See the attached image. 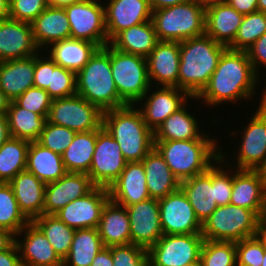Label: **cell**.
I'll return each mask as SVG.
<instances>
[{"label": "cell", "mask_w": 266, "mask_h": 266, "mask_svg": "<svg viewBox=\"0 0 266 266\" xmlns=\"http://www.w3.org/2000/svg\"><path fill=\"white\" fill-rule=\"evenodd\" d=\"M259 77L253 70L246 51L227 48L213 72L208 84L194 99H203L206 105L253 99ZM238 100V101H237Z\"/></svg>", "instance_id": "6da1fadb"}, {"label": "cell", "mask_w": 266, "mask_h": 266, "mask_svg": "<svg viewBox=\"0 0 266 266\" xmlns=\"http://www.w3.org/2000/svg\"><path fill=\"white\" fill-rule=\"evenodd\" d=\"M228 47L204 34L180 42L178 88L197 97L208 84Z\"/></svg>", "instance_id": "7a4b0ae2"}, {"label": "cell", "mask_w": 266, "mask_h": 266, "mask_svg": "<svg viewBox=\"0 0 266 266\" xmlns=\"http://www.w3.org/2000/svg\"><path fill=\"white\" fill-rule=\"evenodd\" d=\"M135 106L125 105L103 112L102 126L117 141L127 162H141L154 148V133Z\"/></svg>", "instance_id": "3957f363"}, {"label": "cell", "mask_w": 266, "mask_h": 266, "mask_svg": "<svg viewBox=\"0 0 266 266\" xmlns=\"http://www.w3.org/2000/svg\"><path fill=\"white\" fill-rule=\"evenodd\" d=\"M217 145L215 138L154 141V147L180 182L207 171L216 163L220 157V145Z\"/></svg>", "instance_id": "277c9868"}, {"label": "cell", "mask_w": 266, "mask_h": 266, "mask_svg": "<svg viewBox=\"0 0 266 266\" xmlns=\"http://www.w3.org/2000/svg\"><path fill=\"white\" fill-rule=\"evenodd\" d=\"M76 94L103 112L127 105L115 86L110 64V44L98 48L76 73Z\"/></svg>", "instance_id": "5b68a950"}, {"label": "cell", "mask_w": 266, "mask_h": 266, "mask_svg": "<svg viewBox=\"0 0 266 266\" xmlns=\"http://www.w3.org/2000/svg\"><path fill=\"white\" fill-rule=\"evenodd\" d=\"M206 8L195 0L152 10L158 41L181 42L205 34Z\"/></svg>", "instance_id": "8992f818"}, {"label": "cell", "mask_w": 266, "mask_h": 266, "mask_svg": "<svg viewBox=\"0 0 266 266\" xmlns=\"http://www.w3.org/2000/svg\"><path fill=\"white\" fill-rule=\"evenodd\" d=\"M262 218L254 211L232 204L218 206L202 224L204 240L241 241L261 234Z\"/></svg>", "instance_id": "52a82bcc"}, {"label": "cell", "mask_w": 266, "mask_h": 266, "mask_svg": "<svg viewBox=\"0 0 266 266\" xmlns=\"http://www.w3.org/2000/svg\"><path fill=\"white\" fill-rule=\"evenodd\" d=\"M110 64L119 97L127 105H135L151 86L146 58L121 52L110 45Z\"/></svg>", "instance_id": "ba28073f"}, {"label": "cell", "mask_w": 266, "mask_h": 266, "mask_svg": "<svg viewBox=\"0 0 266 266\" xmlns=\"http://www.w3.org/2000/svg\"><path fill=\"white\" fill-rule=\"evenodd\" d=\"M47 122L76 132H88L102 127L103 111L75 94L52 100Z\"/></svg>", "instance_id": "9c48e42d"}, {"label": "cell", "mask_w": 266, "mask_h": 266, "mask_svg": "<svg viewBox=\"0 0 266 266\" xmlns=\"http://www.w3.org/2000/svg\"><path fill=\"white\" fill-rule=\"evenodd\" d=\"M202 234L163 235L148 250V266L199 264Z\"/></svg>", "instance_id": "30bf717a"}, {"label": "cell", "mask_w": 266, "mask_h": 266, "mask_svg": "<svg viewBox=\"0 0 266 266\" xmlns=\"http://www.w3.org/2000/svg\"><path fill=\"white\" fill-rule=\"evenodd\" d=\"M104 7L98 0H81L64 7L70 24L71 38L90 41L99 48L109 44Z\"/></svg>", "instance_id": "8fae6325"}, {"label": "cell", "mask_w": 266, "mask_h": 266, "mask_svg": "<svg viewBox=\"0 0 266 266\" xmlns=\"http://www.w3.org/2000/svg\"><path fill=\"white\" fill-rule=\"evenodd\" d=\"M125 160L120 146L102 126L97 129V139L89 173L95 186L108 188L125 168Z\"/></svg>", "instance_id": "7c38bea8"}, {"label": "cell", "mask_w": 266, "mask_h": 266, "mask_svg": "<svg viewBox=\"0 0 266 266\" xmlns=\"http://www.w3.org/2000/svg\"><path fill=\"white\" fill-rule=\"evenodd\" d=\"M248 125L241 130V144L234 153L236 169L262 170L266 165V109L258 105Z\"/></svg>", "instance_id": "4fadbf2b"}, {"label": "cell", "mask_w": 266, "mask_h": 266, "mask_svg": "<svg viewBox=\"0 0 266 266\" xmlns=\"http://www.w3.org/2000/svg\"><path fill=\"white\" fill-rule=\"evenodd\" d=\"M158 201L163 235L201 234L202 223L181 188Z\"/></svg>", "instance_id": "5bb4252c"}, {"label": "cell", "mask_w": 266, "mask_h": 266, "mask_svg": "<svg viewBox=\"0 0 266 266\" xmlns=\"http://www.w3.org/2000/svg\"><path fill=\"white\" fill-rule=\"evenodd\" d=\"M153 87L154 85L150 86L143 98L135 104L141 106V104L144 103V106L138 109L142 114L144 122L152 132H154L165 119L182 108L189 99H194V97H191L186 91L177 87L156 86V91L153 90L151 94Z\"/></svg>", "instance_id": "9a60e30c"}, {"label": "cell", "mask_w": 266, "mask_h": 266, "mask_svg": "<svg viewBox=\"0 0 266 266\" xmlns=\"http://www.w3.org/2000/svg\"><path fill=\"white\" fill-rule=\"evenodd\" d=\"M109 200L108 188L95 186L85 196L71 201L54 216L75 230L97 228L102 210Z\"/></svg>", "instance_id": "2e32d148"}, {"label": "cell", "mask_w": 266, "mask_h": 266, "mask_svg": "<svg viewBox=\"0 0 266 266\" xmlns=\"http://www.w3.org/2000/svg\"><path fill=\"white\" fill-rule=\"evenodd\" d=\"M130 221V244L149 250L163 236L159 201L150 198L126 207Z\"/></svg>", "instance_id": "e0dca14e"}, {"label": "cell", "mask_w": 266, "mask_h": 266, "mask_svg": "<svg viewBox=\"0 0 266 266\" xmlns=\"http://www.w3.org/2000/svg\"><path fill=\"white\" fill-rule=\"evenodd\" d=\"M233 171L230 204L254 210L262 218L266 211V176L261 170Z\"/></svg>", "instance_id": "ac0fdd59"}, {"label": "cell", "mask_w": 266, "mask_h": 266, "mask_svg": "<svg viewBox=\"0 0 266 266\" xmlns=\"http://www.w3.org/2000/svg\"><path fill=\"white\" fill-rule=\"evenodd\" d=\"M34 87L46 90L52 100L76 94V73L58 66L47 54L34 55Z\"/></svg>", "instance_id": "d6986e66"}, {"label": "cell", "mask_w": 266, "mask_h": 266, "mask_svg": "<svg viewBox=\"0 0 266 266\" xmlns=\"http://www.w3.org/2000/svg\"><path fill=\"white\" fill-rule=\"evenodd\" d=\"M105 27L110 42L119 32L152 19L150 0H107Z\"/></svg>", "instance_id": "ffe728a7"}, {"label": "cell", "mask_w": 266, "mask_h": 266, "mask_svg": "<svg viewBox=\"0 0 266 266\" xmlns=\"http://www.w3.org/2000/svg\"><path fill=\"white\" fill-rule=\"evenodd\" d=\"M38 53L31 24L11 18L0 20V62Z\"/></svg>", "instance_id": "44dd1931"}, {"label": "cell", "mask_w": 266, "mask_h": 266, "mask_svg": "<svg viewBox=\"0 0 266 266\" xmlns=\"http://www.w3.org/2000/svg\"><path fill=\"white\" fill-rule=\"evenodd\" d=\"M146 61L151 86L155 83V87L178 88L180 42L158 41Z\"/></svg>", "instance_id": "7402d4cb"}, {"label": "cell", "mask_w": 266, "mask_h": 266, "mask_svg": "<svg viewBox=\"0 0 266 266\" xmlns=\"http://www.w3.org/2000/svg\"><path fill=\"white\" fill-rule=\"evenodd\" d=\"M21 235L25 236L23 241L18 239ZM15 236L22 266H63V260L32 221Z\"/></svg>", "instance_id": "603a6c76"}, {"label": "cell", "mask_w": 266, "mask_h": 266, "mask_svg": "<svg viewBox=\"0 0 266 266\" xmlns=\"http://www.w3.org/2000/svg\"><path fill=\"white\" fill-rule=\"evenodd\" d=\"M95 185L85 173H66L59 180L46 184L43 214L54 215L71 201L85 196Z\"/></svg>", "instance_id": "cb8c5ba5"}, {"label": "cell", "mask_w": 266, "mask_h": 266, "mask_svg": "<svg viewBox=\"0 0 266 266\" xmlns=\"http://www.w3.org/2000/svg\"><path fill=\"white\" fill-rule=\"evenodd\" d=\"M110 200L123 207L150 199L142 162H127L119 177L108 187Z\"/></svg>", "instance_id": "d4e9b609"}, {"label": "cell", "mask_w": 266, "mask_h": 266, "mask_svg": "<svg viewBox=\"0 0 266 266\" xmlns=\"http://www.w3.org/2000/svg\"><path fill=\"white\" fill-rule=\"evenodd\" d=\"M180 188L203 224L218 207L215 200V163L207 171L180 182Z\"/></svg>", "instance_id": "484cf974"}, {"label": "cell", "mask_w": 266, "mask_h": 266, "mask_svg": "<svg viewBox=\"0 0 266 266\" xmlns=\"http://www.w3.org/2000/svg\"><path fill=\"white\" fill-rule=\"evenodd\" d=\"M243 17L226 1L210 5L206 7L205 34L228 47L234 41Z\"/></svg>", "instance_id": "4316f807"}, {"label": "cell", "mask_w": 266, "mask_h": 266, "mask_svg": "<svg viewBox=\"0 0 266 266\" xmlns=\"http://www.w3.org/2000/svg\"><path fill=\"white\" fill-rule=\"evenodd\" d=\"M31 25L40 51L54 42L71 38L70 24L64 8L47 6Z\"/></svg>", "instance_id": "83f0119b"}, {"label": "cell", "mask_w": 266, "mask_h": 266, "mask_svg": "<svg viewBox=\"0 0 266 266\" xmlns=\"http://www.w3.org/2000/svg\"><path fill=\"white\" fill-rule=\"evenodd\" d=\"M20 210L32 221L43 215L46 184L27 170L19 172L10 182Z\"/></svg>", "instance_id": "f1b7e54d"}, {"label": "cell", "mask_w": 266, "mask_h": 266, "mask_svg": "<svg viewBox=\"0 0 266 266\" xmlns=\"http://www.w3.org/2000/svg\"><path fill=\"white\" fill-rule=\"evenodd\" d=\"M141 162L145 169L147 190L151 198L160 200L180 188V181L155 147Z\"/></svg>", "instance_id": "f546056e"}, {"label": "cell", "mask_w": 266, "mask_h": 266, "mask_svg": "<svg viewBox=\"0 0 266 266\" xmlns=\"http://www.w3.org/2000/svg\"><path fill=\"white\" fill-rule=\"evenodd\" d=\"M130 228L126 207L109 200L97 226L104 247L130 244Z\"/></svg>", "instance_id": "4dcf8cb0"}, {"label": "cell", "mask_w": 266, "mask_h": 266, "mask_svg": "<svg viewBox=\"0 0 266 266\" xmlns=\"http://www.w3.org/2000/svg\"><path fill=\"white\" fill-rule=\"evenodd\" d=\"M34 87V56L0 62V89L14 101Z\"/></svg>", "instance_id": "1f68e13d"}, {"label": "cell", "mask_w": 266, "mask_h": 266, "mask_svg": "<svg viewBox=\"0 0 266 266\" xmlns=\"http://www.w3.org/2000/svg\"><path fill=\"white\" fill-rule=\"evenodd\" d=\"M187 104L165 119L153 132L154 141L211 139L213 137L209 134L206 135L204 130L201 131L199 129L201 124L196 120L194 115L189 114L186 109Z\"/></svg>", "instance_id": "d6a6232c"}, {"label": "cell", "mask_w": 266, "mask_h": 266, "mask_svg": "<svg viewBox=\"0 0 266 266\" xmlns=\"http://www.w3.org/2000/svg\"><path fill=\"white\" fill-rule=\"evenodd\" d=\"M26 170L45 184L55 182L67 173L62 156L42 146L37 141L29 144Z\"/></svg>", "instance_id": "836d02e7"}, {"label": "cell", "mask_w": 266, "mask_h": 266, "mask_svg": "<svg viewBox=\"0 0 266 266\" xmlns=\"http://www.w3.org/2000/svg\"><path fill=\"white\" fill-rule=\"evenodd\" d=\"M49 48L47 53L58 66L77 73L99 47L90 41L68 38L52 43Z\"/></svg>", "instance_id": "e575fe53"}, {"label": "cell", "mask_w": 266, "mask_h": 266, "mask_svg": "<svg viewBox=\"0 0 266 266\" xmlns=\"http://www.w3.org/2000/svg\"><path fill=\"white\" fill-rule=\"evenodd\" d=\"M158 42L152 20L119 32L109 44L124 53L146 58Z\"/></svg>", "instance_id": "d590c367"}, {"label": "cell", "mask_w": 266, "mask_h": 266, "mask_svg": "<svg viewBox=\"0 0 266 266\" xmlns=\"http://www.w3.org/2000/svg\"><path fill=\"white\" fill-rule=\"evenodd\" d=\"M96 139L97 129L76 132L73 141L61 155L67 173H89Z\"/></svg>", "instance_id": "8d00e7d4"}, {"label": "cell", "mask_w": 266, "mask_h": 266, "mask_svg": "<svg viewBox=\"0 0 266 266\" xmlns=\"http://www.w3.org/2000/svg\"><path fill=\"white\" fill-rule=\"evenodd\" d=\"M6 117L10 137L30 142L38 140L47 122V117L23 109L14 101L10 102Z\"/></svg>", "instance_id": "74e56055"}, {"label": "cell", "mask_w": 266, "mask_h": 266, "mask_svg": "<svg viewBox=\"0 0 266 266\" xmlns=\"http://www.w3.org/2000/svg\"><path fill=\"white\" fill-rule=\"evenodd\" d=\"M104 248L97 228L76 229L63 266H91L95 256Z\"/></svg>", "instance_id": "f35d334b"}, {"label": "cell", "mask_w": 266, "mask_h": 266, "mask_svg": "<svg viewBox=\"0 0 266 266\" xmlns=\"http://www.w3.org/2000/svg\"><path fill=\"white\" fill-rule=\"evenodd\" d=\"M30 141L9 137L0 146V183H9L19 172L26 170Z\"/></svg>", "instance_id": "ab89813d"}, {"label": "cell", "mask_w": 266, "mask_h": 266, "mask_svg": "<svg viewBox=\"0 0 266 266\" xmlns=\"http://www.w3.org/2000/svg\"><path fill=\"white\" fill-rule=\"evenodd\" d=\"M32 222L42 231L57 255L64 260L70 251L76 230L54 215L43 214L34 218Z\"/></svg>", "instance_id": "60d3db41"}, {"label": "cell", "mask_w": 266, "mask_h": 266, "mask_svg": "<svg viewBox=\"0 0 266 266\" xmlns=\"http://www.w3.org/2000/svg\"><path fill=\"white\" fill-rule=\"evenodd\" d=\"M30 220L20 210L9 183H0V228L18 234Z\"/></svg>", "instance_id": "b9f144b4"}, {"label": "cell", "mask_w": 266, "mask_h": 266, "mask_svg": "<svg viewBox=\"0 0 266 266\" xmlns=\"http://www.w3.org/2000/svg\"><path fill=\"white\" fill-rule=\"evenodd\" d=\"M266 32V13L256 11L244 15L234 41L228 46L232 50L246 51Z\"/></svg>", "instance_id": "7bdbcfd3"}, {"label": "cell", "mask_w": 266, "mask_h": 266, "mask_svg": "<svg viewBox=\"0 0 266 266\" xmlns=\"http://www.w3.org/2000/svg\"><path fill=\"white\" fill-rule=\"evenodd\" d=\"M199 264L200 266H237L235 242L204 240Z\"/></svg>", "instance_id": "ee69618b"}, {"label": "cell", "mask_w": 266, "mask_h": 266, "mask_svg": "<svg viewBox=\"0 0 266 266\" xmlns=\"http://www.w3.org/2000/svg\"><path fill=\"white\" fill-rule=\"evenodd\" d=\"M76 131L46 122L37 142L54 153L62 155L73 141Z\"/></svg>", "instance_id": "f6af8a7d"}, {"label": "cell", "mask_w": 266, "mask_h": 266, "mask_svg": "<svg viewBox=\"0 0 266 266\" xmlns=\"http://www.w3.org/2000/svg\"><path fill=\"white\" fill-rule=\"evenodd\" d=\"M237 266H261L265 253L262 234L235 242Z\"/></svg>", "instance_id": "bcb514c9"}, {"label": "cell", "mask_w": 266, "mask_h": 266, "mask_svg": "<svg viewBox=\"0 0 266 266\" xmlns=\"http://www.w3.org/2000/svg\"><path fill=\"white\" fill-rule=\"evenodd\" d=\"M220 148V157L216 160L215 164V200L218 206H223L230 204L231 192H232V170L228 171L231 165L228 164L226 167L221 166V164H226V151L222 154V148ZM225 159V160H224ZM222 162V163H221ZM219 164V165H218ZM223 167V168H222ZM225 168H229L225 170ZM230 172V173H229Z\"/></svg>", "instance_id": "7dc6e473"}, {"label": "cell", "mask_w": 266, "mask_h": 266, "mask_svg": "<svg viewBox=\"0 0 266 266\" xmlns=\"http://www.w3.org/2000/svg\"><path fill=\"white\" fill-rule=\"evenodd\" d=\"M113 266H148V250L135 244L111 246Z\"/></svg>", "instance_id": "c3c4849f"}, {"label": "cell", "mask_w": 266, "mask_h": 266, "mask_svg": "<svg viewBox=\"0 0 266 266\" xmlns=\"http://www.w3.org/2000/svg\"><path fill=\"white\" fill-rule=\"evenodd\" d=\"M14 102L23 109L47 117L52 99L46 90L32 87L18 96Z\"/></svg>", "instance_id": "681fc988"}, {"label": "cell", "mask_w": 266, "mask_h": 266, "mask_svg": "<svg viewBox=\"0 0 266 266\" xmlns=\"http://www.w3.org/2000/svg\"><path fill=\"white\" fill-rule=\"evenodd\" d=\"M47 6L44 0H10L9 18L31 24Z\"/></svg>", "instance_id": "f907efd6"}, {"label": "cell", "mask_w": 266, "mask_h": 266, "mask_svg": "<svg viewBox=\"0 0 266 266\" xmlns=\"http://www.w3.org/2000/svg\"><path fill=\"white\" fill-rule=\"evenodd\" d=\"M246 53L253 70L259 76L260 66L264 65L266 68V32L246 50Z\"/></svg>", "instance_id": "816d5d0a"}, {"label": "cell", "mask_w": 266, "mask_h": 266, "mask_svg": "<svg viewBox=\"0 0 266 266\" xmlns=\"http://www.w3.org/2000/svg\"><path fill=\"white\" fill-rule=\"evenodd\" d=\"M0 266H22L16 243L0 251Z\"/></svg>", "instance_id": "f5cc1de1"}, {"label": "cell", "mask_w": 266, "mask_h": 266, "mask_svg": "<svg viewBox=\"0 0 266 266\" xmlns=\"http://www.w3.org/2000/svg\"><path fill=\"white\" fill-rule=\"evenodd\" d=\"M238 13L247 15L258 11V0H225Z\"/></svg>", "instance_id": "db71d44e"}, {"label": "cell", "mask_w": 266, "mask_h": 266, "mask_svg": "<svg viewBox=\"0 0 266 266\" xmlns=\"http://www.w3.org/2000/svg\"><path fill=\"white\" fill-rule=\"evenodd\" d=\"M91 266H113L111 247H105L93 259Z\"/></svg>", "instance_id": "11a10c76"}, {"label": "cell", "mask_w": 266, "mask_h": 266, "mask_svg": "<svg viewBox=\"0 0 266 266\" xmlns=\"http://www.w3.org/2000/svg\"><path fill=\"white\" fill-rule=\"evenodd\" d=\"M15 237L11 231L0 228V251L10 248L15 243Z\"/></svg>", "instance_id": "9f6ffc18"}, {"label": "cell", "mask_w": 266, "mask_h": 266, "mask_svg": "<svg viewBox=\"0 0 266 266\" xmlns=\"http://www.w3.org/2000/svg\"><path fill=\"white\" fill-rule=\"evenodd\" d=\"M186 1L188 0H150V5L152 10H158L161 8L174 6L176 4H180Z\"/></svg>", "instance_id": "6f0895ef"}, {"label": "cell", "mask_w": 266, "mask_h": 266, "mask_svg": "<svg viewBox=\"0 0 266 266\" xmlns=\"http://www.w3.org/2000/svg\"><path fill=\"white\" fill-rule=\"evenodd\" d=\"M10 137L6 114L0 113V146Z\"/></svg>", "instance_id": "680465c9"}, {"label": "cell", "mask_w": 266, "mask_h": 266, "mask_svg": "<svg viewBox=\"0 0 266 266\" xmlns=\"http://www.w3.org/2000/svg\"><path fill=\"white\" fill-rule=\"evenodd\" d=\"M10 12V0H0V20L8 19Z\"/></svg>", "instance_id": "91938a15"}, {"label": "cell", "mask_w": 266, "mask_h": 266, "mask_svg": "<svg viewBox=\"0 0 266 266\" xmlns=\"http://www.w3.org/2000/svg\"><path fill=\"white\" fill-rule=\"evenodd\" d=\"M11 100L6 96V94L0 89V113L6 114Z\"/></svg>", "instance_id": "94428289"}, {"label": "cell", "mask_w": 266, "mask_h": 266, "mask_svg": "<svg viewBox=\"0 0 266 266\" xmlns=\"http://www.w3.org/2000/svg\"><path fill=\"white\" fill-rule=\"evenodd\" d=\"M81 0H55V7L64 8L66 6L80 2Z\"/></svg>", "instance_id": "6125c7cd"}, {"label": "cell", "mask_w": 266, "mask_h": 266, "mask_svg": "<svg viewBox=\"0 0 266 266\" xmlns=\"http://www.w3.org/2000/svg\"><path fill=\"white\" fill-rule=\"evenodd\" d=\"M195 1H197L200 5L206 8L210 5L224 2L225 0H195Z\"/></svg>", "instance_id": "be15d7a7"}, {"label": "cell", "mask_w": 266, "mask_h": 266, "mask_svg": "<svg viewBox=\"0 0 266 266\" xmlns=\"http://www.w3.org/2000/svg\"><path fill=\"white\" fill-rule=\"evenodd\" d=\"M261 234L266 238V211L263 213L262 216Z\"/></svg>", "instance_id": "e7e4bbea"}, {"label": "cell", "mask_w": 266, "mask_h": 266, "mask_svg": "<svg viewBox=\"0 0 266 266\" xmlns=\"http://www.w3.org/2000/svg\"><path fill=\"white\" fill-rule=\"evenodd\" d=\"M258 11L266 13V0H258Z\"/></svg>", "instance_id": "03108f58"}, {"label": "cell", "mask_w": 266, "mask_h": 266, "mask_svg": "<svg viewBox=\"0 0 266 266\" xmlns=\"http://www.w3.org/2000/svg\"><path fill=\"white\" fill-rule=\"evenodd\" d=\"M261 95H263V96L260 99L261 101H259L260 102L259 106H261V107L266 109V87L262 91Z\"/></svg>", "instance_id": "003e7915"}, {"label": "cell", "mask_w": 266, "mask_h": 266, "mask_svg": "<svg viewBox=\"0 0 266 266\" xmlns=\"http://www.w3.org/2000/svg\"><path fill=\"white\" fill-rule=\"evenodd\" d=\"M48 6L55 7V0H44Z\"/></svg>", "instance_id": "a7ac6f4b"}, {"label": "cell", "mask_w": 266, "mask_h": 266, "mask_svg": "<svg viewBox=\"0 0 266 266\" xmlns=\"http://www.w3.org/2000/svg\"><path fill=\"white\" fill-rule=\"evenodd\" d=\"M261 266H266V238H265V253H264V257H263V261Z\"/></svg>", "instance_id": "89a4df30"}, {"label": "cell", "mask_w": 266, "mask_h": 266, "mask_svg": "<svg viewBox=\"0 0 266 266\" xmlns=\"http://www.w3.org/2000/svg\"><path fill=\"white\" fill-rule=\"evenodd\" d=\"M263 173H264V175L266 176V165L264 166V168L261 170Z\"/></svg>", "instance_id": "2644e50d"}, {"label": "cell", "mask_w": 266, "mask_h": 266, "mask_svg": "<svg viewBox=\"0 0 266 266\" xmlns=\"http://www.w3.org/2000/svg\"><path fill=\"white\" fill-rule=\"evenodd\" d=\"M183 266H200V264H188V265H183Z\"/></svg>", "instance_id": "8c879c8a"}]
</instances>
